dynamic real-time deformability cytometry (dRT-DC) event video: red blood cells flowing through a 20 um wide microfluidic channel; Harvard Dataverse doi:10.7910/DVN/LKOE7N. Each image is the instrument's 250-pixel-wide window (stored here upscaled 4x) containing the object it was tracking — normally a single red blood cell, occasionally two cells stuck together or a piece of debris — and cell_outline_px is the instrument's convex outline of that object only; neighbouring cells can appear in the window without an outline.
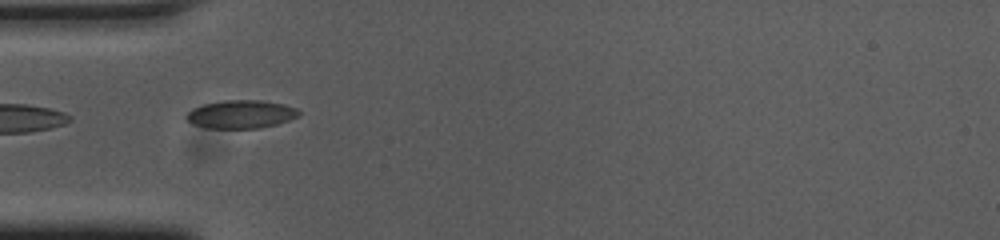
{"species": "common noctule bat (a hibernating species)", "species_latin": "Nyctalus noctula", "temperature_condition": "cold", "stored_images_in_passage": 39, "camera_frame_rate_fps": 3000, "um_per_image_px": 0.085, "animal": {"sex": "female", "body_mass_g": 23.0, "forearm_length_mm": 53.4}, "frame": {"image": 1, "passage_image": 1, "time_ms": 0.0, "image_size_px": [1000, 240], "cell_outline_px": [[300, 116], [276, 124], [260, 128], [208, 128], [196, 124], [188, 120], [184, 116], [192, 108], [204, 104], [224, 100], [260, 100], [284, 104], [296, 108], [300, 112]], "centroid_in_image_um": [20.5, 9.7], "position_along_channel_um": 64.5, "area_um2": 18.38}, "authors_computed_cell_mechanics": {"area_um2": 18.3226, "velocity_mm_per_s": 3.7083, "shape_relaxation_time_tau1_ms": null, "shape_relaxation_time_tau2_ms": 1.6336, "deformation_change_tau1": null, "deformation_change_tau2": 0.0494}}